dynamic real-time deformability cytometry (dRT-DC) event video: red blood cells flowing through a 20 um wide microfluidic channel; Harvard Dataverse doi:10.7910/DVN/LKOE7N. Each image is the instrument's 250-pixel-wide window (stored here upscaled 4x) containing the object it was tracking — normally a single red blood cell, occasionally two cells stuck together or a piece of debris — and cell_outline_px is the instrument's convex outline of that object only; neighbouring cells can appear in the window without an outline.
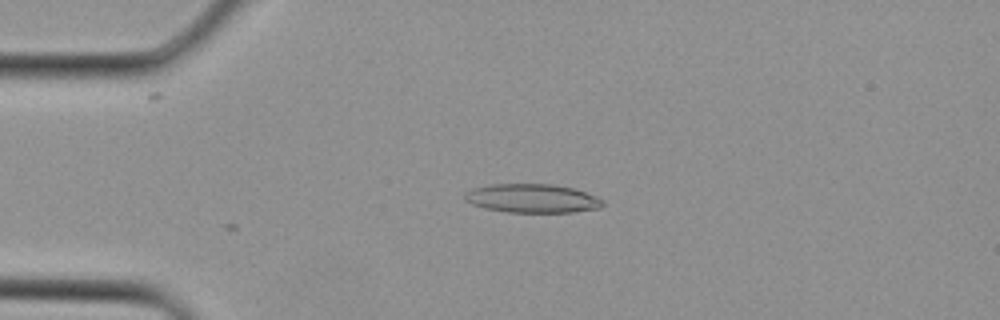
{"species": "Egyptian fruit bat (a non-hibernating species)", "species_latin": "Rousettus aegyptiacus", "temperature_condition": "cold", "stored_images_in_passage": 2, "camera_frame_rate_fps": 3000, "um_per_image_px": 0.085, "animal": {"sex": "female"}, "frame": {"image": 1, "passage_image": 2, "time_ms": 0.333, "image_size_px": [1000, 320], "cell_outline_px": [[604, 204], [600, 208], [572, 212], [508, 212], [484, 208], [472, 204], [464, 200], [464, 192], [476, 188], [492, 184], [552, 184], [572, 188], [596, 196], [604, 200]], "centroid_in_image_um": [45.24, 16.86], "position_along_channel_um": 39.8, "area_um2": 23.06}}